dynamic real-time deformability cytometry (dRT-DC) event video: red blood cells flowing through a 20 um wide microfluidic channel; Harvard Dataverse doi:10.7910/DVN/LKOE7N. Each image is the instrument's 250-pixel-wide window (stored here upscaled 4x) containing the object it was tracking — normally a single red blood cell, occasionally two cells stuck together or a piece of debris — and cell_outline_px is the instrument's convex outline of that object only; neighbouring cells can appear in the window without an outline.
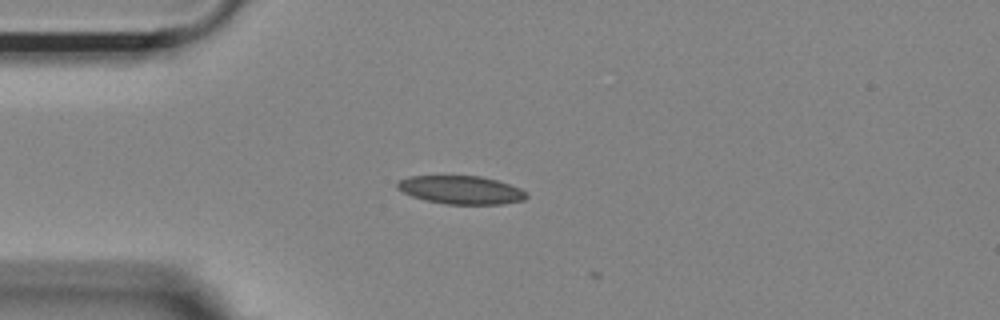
{"species": "Egyptian fruit bat (a non-hibernating species)", "species_latin": "Rousettus aegyptiacus", "temperature_condition": "room temperature", "stored_images_in_passage": 2, "camera_frame_rate_fps": 3000, "um_per_image_px": 0.085, "animal": {"sex": "female"}, "frame": {"image": 1, "passage_image": 1, "time_ms": 0.0, "image_size_px": [1000, 320], "cell_outline_px": [[528, 196], [524, 200], [504, 204], [444, 204], [412, 196], [396, 188], [396, 184], [400, 180], [408, 176], [480, 176], [496, 180], [520, 188], [528, 192]], "centroid_in_image_um": [39.21, 16.14], "position_along_channel_um": 45.8, "area_um2": 21.21}}